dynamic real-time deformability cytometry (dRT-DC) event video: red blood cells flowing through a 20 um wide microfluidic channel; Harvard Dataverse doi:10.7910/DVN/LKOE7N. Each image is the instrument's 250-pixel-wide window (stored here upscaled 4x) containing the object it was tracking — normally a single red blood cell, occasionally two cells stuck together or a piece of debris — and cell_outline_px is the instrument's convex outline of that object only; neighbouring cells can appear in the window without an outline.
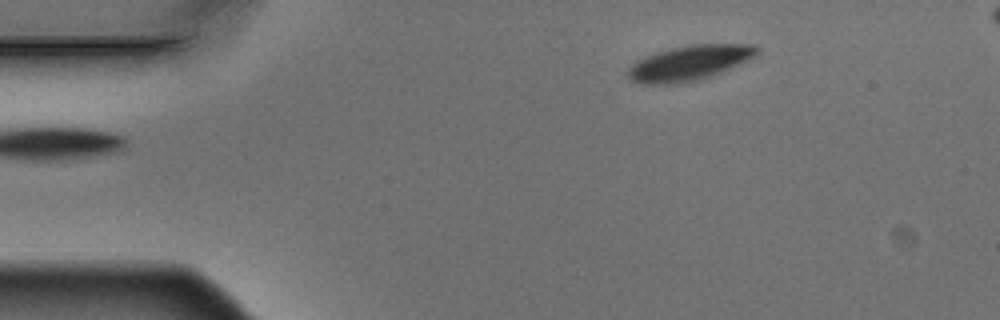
{"species": "Egyptian fruit bat (a non-hibernating species)", "species_latin": "Rousettus aegyptiacus", "temperature_condition": "warm", "stored_images_in_passage": 2, "camera_frame_rate_fps": 3000, "um_per_image_px": 0.085, "animal": {"sex": "male"}, "frame": {"image": 1, "passage_image": 2, "time_ms": 0.333, "image_size_px": [1000, 320], "cell_outline_px": [[760, 52], [756, 56], [720, 72], [708, 76], [692, 80], [672, 84], [644, 84], [632, 80], [628, 76], [628, 68], [636, 60], [644, 56], [656, 52], [688, 44], [756, 44], [760, 48]], "centroid_in_image_um": [58.6, 5.32], "position_along_channel_um": 26.4, "area_um2": 26.07}}